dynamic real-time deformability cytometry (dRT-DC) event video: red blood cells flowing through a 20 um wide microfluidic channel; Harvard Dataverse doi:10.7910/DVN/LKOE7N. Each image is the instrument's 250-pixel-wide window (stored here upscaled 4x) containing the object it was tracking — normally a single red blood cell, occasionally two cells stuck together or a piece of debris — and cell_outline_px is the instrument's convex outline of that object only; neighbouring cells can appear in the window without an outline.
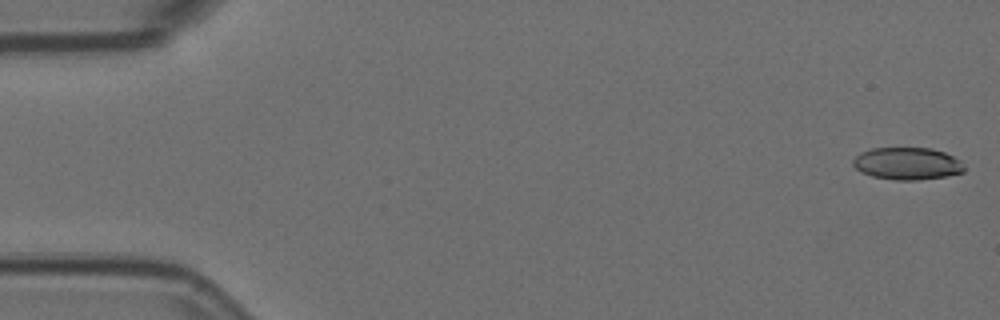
{"species": "Egyptian fruit bat (a non-hibernating species)", "species_latin": "Rousettus aegyptiacus", "temperature_condition": "room temperature", "stored_images_in_passage": 51, "camera_frame_rate_fps": 3000, "um_per_image_px": 0.085, "animal": {"sex": "female"}, "frame": {"image": 1, "passage_image": 1, "time_ms": 0.0, "image_size_px": [1000, 320], "cell_outline_px": [[964, 172], [944, 176], [916, 180], [896, 180], [872, 176], [860, 172], [852, 164], [852, 160], [860, 152], [872, 148], [932, 148], [944, 152], [960, 160], [964, 168]], "centroid_in_image_um": [77.08, 13.9], "position_along_channel_um": 7.9, "area_um2": 20.87}}
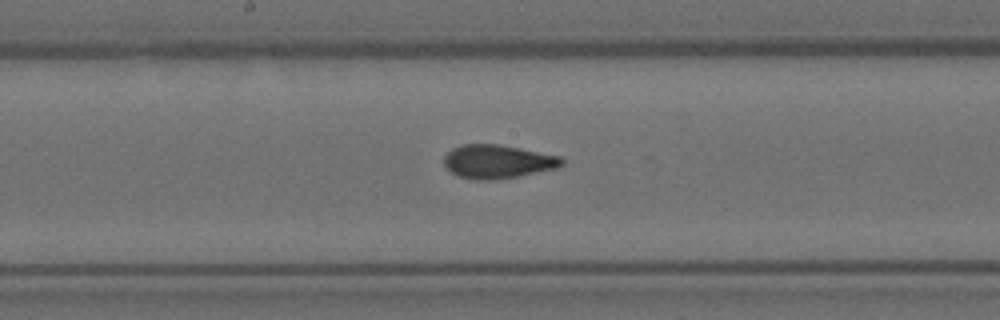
{"frame": {"image": 2, "passage_image": 29, "time_ms": 9.333, "image_size_px": [1000, 320], "cell_outline_px": [[564, 164], [556, 168], [496, 180], [476, 180], [460, 176], [452, 172], [444, 164], [444, 156], [452, 148], [460, 144], [500, 144], [560, 156], [564, 160]], "centroid_in_image_um": [42.29, 13.72], "position_along_channel_um": 205.9, "area_um2": 22.95}}
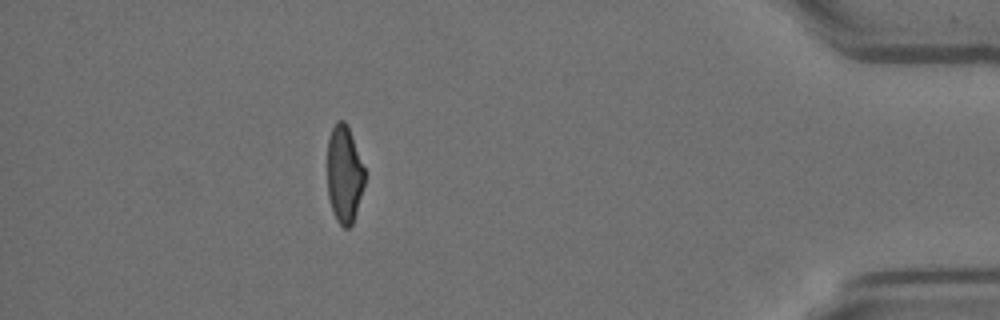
{"frame": {"image": 3, "passage_image": 50, "time_ms": 16.333, "image_size_px": [1000, 320], "cell_outline_px": [[364, 184], [356, 212], [352, 224], [348, 228], [344, 228], [336, 220], [328, 196], [328, 140], [332, 128], [336, 120], [344, 120], [348, 124], [364, 168]], "centroid_in_image_um": [29.26, 14.78], "position_along_channel_um": 405.9, "area_um2": 21.04}}